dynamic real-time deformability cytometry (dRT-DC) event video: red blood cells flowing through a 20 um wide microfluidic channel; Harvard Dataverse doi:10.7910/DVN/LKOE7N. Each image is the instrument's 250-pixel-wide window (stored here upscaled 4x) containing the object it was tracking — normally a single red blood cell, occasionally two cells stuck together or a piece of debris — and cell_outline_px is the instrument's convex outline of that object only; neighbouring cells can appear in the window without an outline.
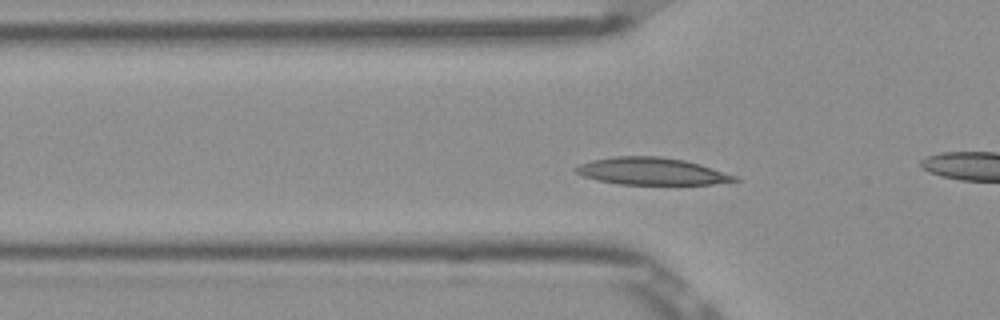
{"species": "Egyptian fruit bat (a non-hibernating species)", "species_latin": "Rousettus aegyptiacus", "temperature_condition": "room temperature", "stored_images_in_passage": 45, "camera_frame_rate_fps": 3000, "um_per_image_px": 0.085, "frame": {"image": 1, "passage_image": 9, "time_ms": 2.667, "image_size_px": [1000, 320], "cell_outline_px": [[740, 180], [712, 184], [616, 184], [584, 176], [576, 172], [572, 168], [580, 164], [592, 160], [612, 156], [660, 156], [684, 160], [700, 164], [736, 176]], "centroid_in_image_um": [55.36, 14.55], "position_along_channel_um": 70.4, "area_um2": 24.97}}
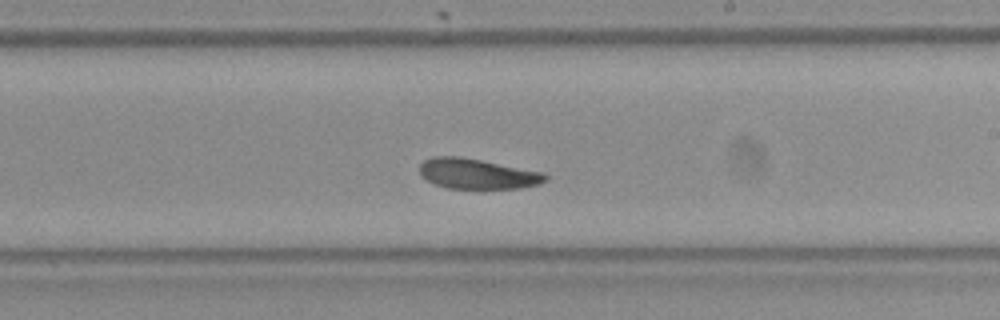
{"frame": {"image": 2, "passage_image": 23, "time_ms": 7.333, "image_size_px": [1000, 320], "cell_outline_px": [[548, 180], [540, 184], [520, 188], [448, 188], [436, 184], [420, 176], [420, 164], [424, 160], [432, 156], [460, 156], [544, 172], [548, 176]], "centroid_in_image_um": [40.59, 14.76], "position_along_channel_um": 248.4, "area_um2": 22.2}}
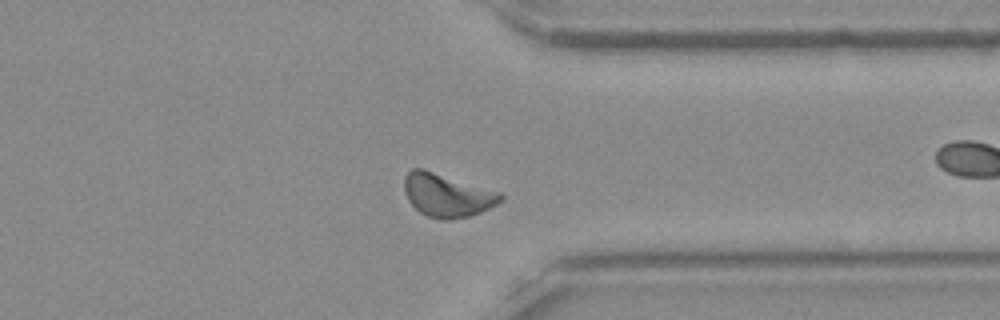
{"frame": {"image": 3, "passage_image": 33, "time_ms": 10.667, "image_size_px": [1000, 320], "cell_outline_px": [[504, 200], [480, 212], [468, 216], [448, 220], [440, 220], [428, 216], [420, 212], [408, 200], [404, 192], [404, 176], [412, 168], [424, 168], [500, 192], [504, 196]], "centroid_in_image_um": [37.98, 16.58], "position_along_channel_um": 373.4, "area_um2": 24.33}, "authors_computed_cell_mechanics": {"area_um2": 22.9466, "velocity_mm_per_s": 3.8165, "shape_relaxation_time_tau1_ms": 6.8157, "shape_relaxation_time_tau2_ms": 5.2923, "deformation_change_tau1": 0.1497, "deformation_change_tau2": 0.1115}}